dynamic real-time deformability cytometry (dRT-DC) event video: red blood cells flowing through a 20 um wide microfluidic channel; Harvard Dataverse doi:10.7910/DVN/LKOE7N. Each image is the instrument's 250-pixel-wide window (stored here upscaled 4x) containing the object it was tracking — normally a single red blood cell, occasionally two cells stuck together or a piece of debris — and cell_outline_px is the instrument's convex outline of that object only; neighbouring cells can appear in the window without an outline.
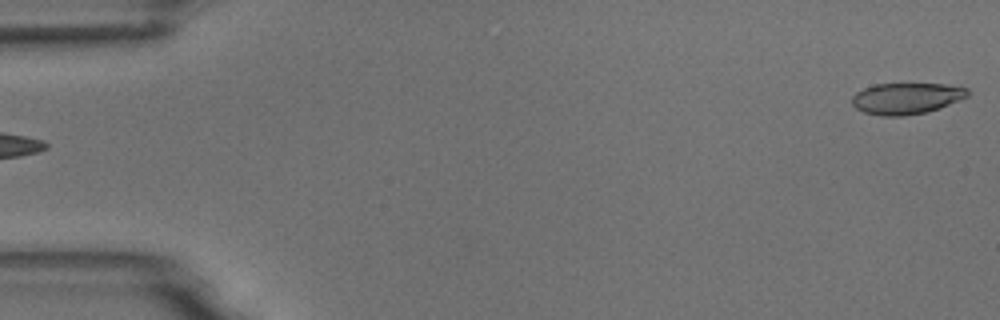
{"species": "common noctule bat (a hibernating species)", "species_latin": "Nyctalus noctula", "temperature_condition": "room temperature", "stored_images_in_passage": 5, "camera_frame_rate_fps": 3000, "um_per_image_px": 0.085, "animal": {"sex": "male", "body_mass_g": 18.8}, "frame": {"image": 1, "passage_image": 5, "time_ms": 4.667, "image_size_px": [1000, 320], "cell_outline_px": [[968, 96], [960, 100], [940, 108], [928, 112], [904, 116], [880, 116], [864, 112], [856, 108], [852, 104], [852, 96], [856, 92], [864, 88], [876, 84], [944, 84], [968, 88]], "centroid_in_image_um": [77.04, 8.37], "position_along_channel_um": 8.0, "area_um2": 21.15}}